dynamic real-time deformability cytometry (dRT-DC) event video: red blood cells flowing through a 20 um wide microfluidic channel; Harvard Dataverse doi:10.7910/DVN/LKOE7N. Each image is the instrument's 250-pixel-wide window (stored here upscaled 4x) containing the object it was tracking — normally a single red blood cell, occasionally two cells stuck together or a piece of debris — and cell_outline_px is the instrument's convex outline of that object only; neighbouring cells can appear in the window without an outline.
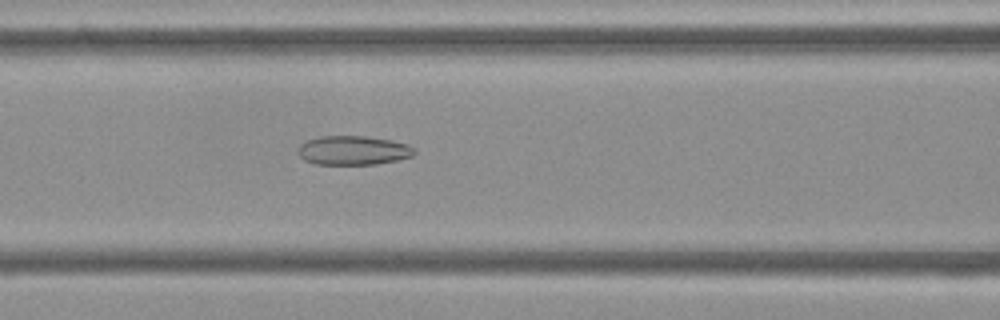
{"species": "Egyptian fruit bat (a non-hibernating species)", "species_latin": "Rousettus aegyptiacus", "temperature_condition": "cold", "stored_images_in_passage": 53, "camera_frame_rate_fps": 3000, "um_per_image_px": 0.085, "frame": {"image": 1, "passage_image": 22, "time_ms": 7.0, "image_size_px": [1000, 320], "cell_outline_px": [[416, 152], [412, 156], [396, 160], [376, 164], [316, 164], [304, 160], [296, 152], [300, 144], [308, 140], [320, 136], [364, 136], [392, 140], [408, 144], [416, 148]], "centroid_in_image_um": [30.03, 12.78], "position_along_channel_um": 136.6, "area_um2": 19.83}}
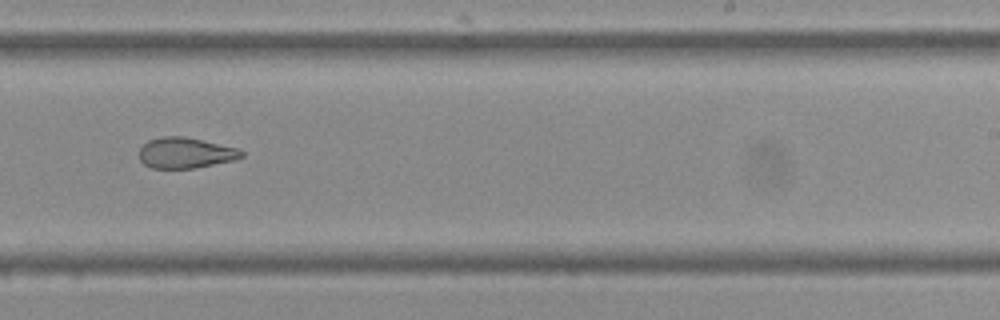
{"frame": {"image": 2, "passage_image": 33, "time_ms": 10.667, "image_size_px": [1000, 320], "cell_outline_px": [[244, 156], [236, 160], [196, 168], [152, 168], [144, 164], [140, 160], [140, 148], [148, 140], [164, 136], [184, 136], [236, 148], [244, 152]], "centroid_in_image_um": [15.78, 13.0], "position_along_channel_um": 273.2, "area_um2": 18.26}}
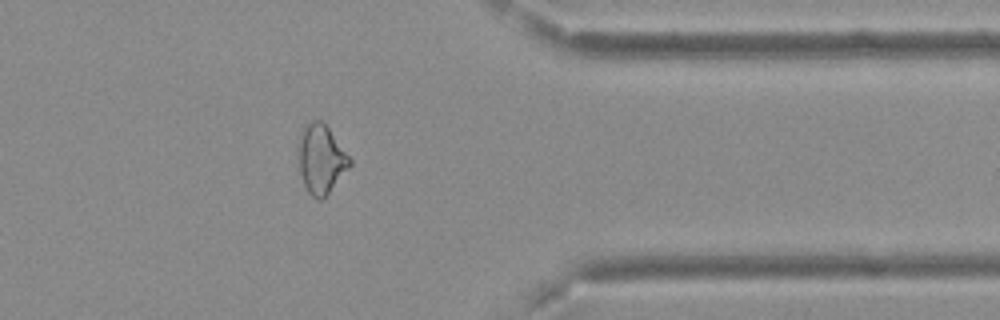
{"frame": {"image": 3, "passage_image": 43, "time_ms": 14.0, "image_size_px": [1000, 320], "cell_outline_px": [[352, 164], [328, 192], [320, 200], [316, 200], [308, 192], [304, 184], [300, 172], [296, 148], [300, 128], [304, 124], [312, 120], [320, 120], [328, 128], [352, 160]], "centroid_in_image_um": [27.23, 13.48], "position_along_channel_um": 384.2, "area_um2": 20.75}, "authors_computed_cell_mechanics": {"area_um2": 21.6172, "velocity_mm_per_s": 3.7329, "shape_relaxation_time_tau1_ms": null, "shape_relaxation_time_tau2_ms": 4.0429, "deformation_change_tau1": null, "deformation_change_tau2": 0.1159}}